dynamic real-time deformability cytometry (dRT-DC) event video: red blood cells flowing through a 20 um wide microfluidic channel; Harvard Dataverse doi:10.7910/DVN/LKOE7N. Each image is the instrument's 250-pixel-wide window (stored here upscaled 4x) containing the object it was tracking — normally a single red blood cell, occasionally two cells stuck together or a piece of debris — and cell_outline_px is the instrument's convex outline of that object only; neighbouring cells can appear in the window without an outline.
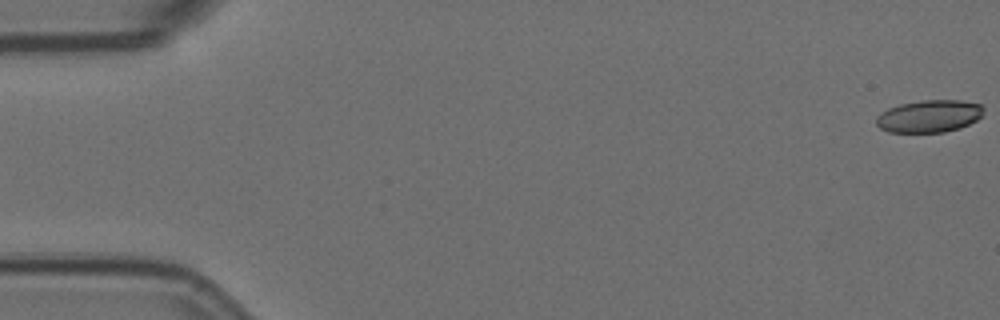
{"species": "Egyptian fruit bat (a non-hibernating species)", "species_latin": "Rousettus aegyptiacus", "temperature_condition": "room temperature", "stored_images_in_passage": 5, "camera_frame_rate_fps": 3000, "um_per_image_px": 0.085, "animal": {"sex": "female"}, "frame": {"image": 1, "passage_image": 1, "time_ms": 0.0, "image_size_px": [1000, 320], "cell_outline_px": [[984, 108], [980, 116], [976, 120], [960, 128], [944, 132], [888, 132], [880, 128], [876, 124], [876, 116], [880, 112], [888, 108], [900, 104], [924, 100], [960, 100], [984, 104]], "centroid_in_image_um": [78.97, 9.87], "position_along_channel_um": 6.0, "area_um2": 20.35}}
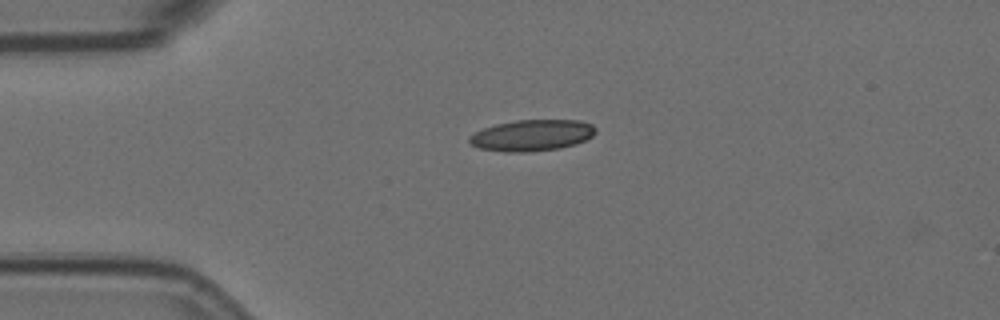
{"frame": {"image": 2, "passage_image": 4, "time_ms": 1.0, "image_size_px": [1000, 320], "cell_outline_px": [[596, 132], [592, 136], [576, 144], [560, 148], [524, 152], [504, 152], [480, 148], [472, 144], [468, 140], [476, 132], [484, 128], [496, 124], [516, 120], [580, 120], [592, 124], [596, 128]], "centroid_in_image_um": [45.26, 11.5], "position_along_channel_um": 39.7, "area_um2": 22.83}}